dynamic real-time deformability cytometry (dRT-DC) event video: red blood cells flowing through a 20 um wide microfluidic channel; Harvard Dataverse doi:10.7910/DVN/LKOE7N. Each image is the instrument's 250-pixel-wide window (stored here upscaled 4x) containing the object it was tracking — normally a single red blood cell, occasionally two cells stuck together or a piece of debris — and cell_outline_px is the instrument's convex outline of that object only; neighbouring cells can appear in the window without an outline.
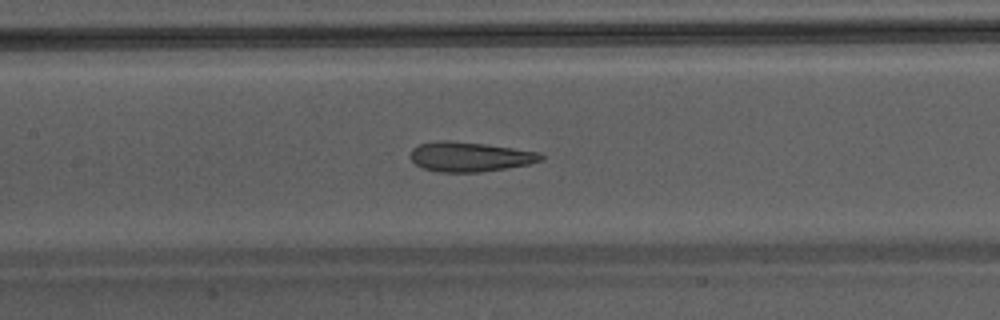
{"species": "Egyptian fruit bat (a non-hibernating species)", "species_latin": "Rousettus aegyptiacus", "temperature_condition": "warm", "stored_images_in_passage": 49, "camera_frame_rate_fps": 3000, "um_per_image_px": 0.085, "animal": {"sex": "male"}, "frame": {"image": 1, "passage_image": 25, "time_ms": 8.0, "image_size_px": [1000, 320], "cell_outline_px": [[544, 160], [528, 164], [480, 172], [436, 172], [424, 168], [416, 164], [408, 156], [412, 148], [420, 144], [436, 140], [448, 140], [484, 144], [540, 152], [544, 156]], "centroid_in_image_um": [39.9, 13.32], "position_along_channel_um": 167.5, "area_um2": 22.6}}
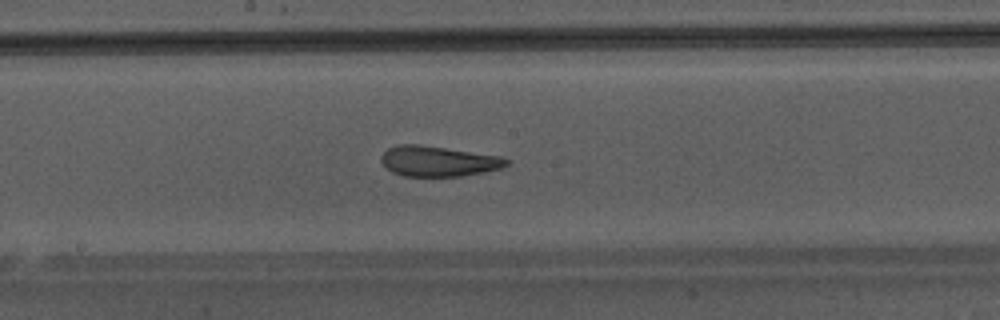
{"frame": {"image": 2, "passage_image": 28, "time_ms": 9.0, "image_size_px": [1000, 320], "cell_outline_px": [[512, 160], [508, 164], [500, 168], [464, 176], [404, 176], [392, 172], [380, 160], [380, 156], [388, 148], [396, 144], [420, 144], [500, 156]], "centroid_in_image_um": [37.24, 13.69], "position_along_channel_um": 211.0, "area_um2": 22.2}}
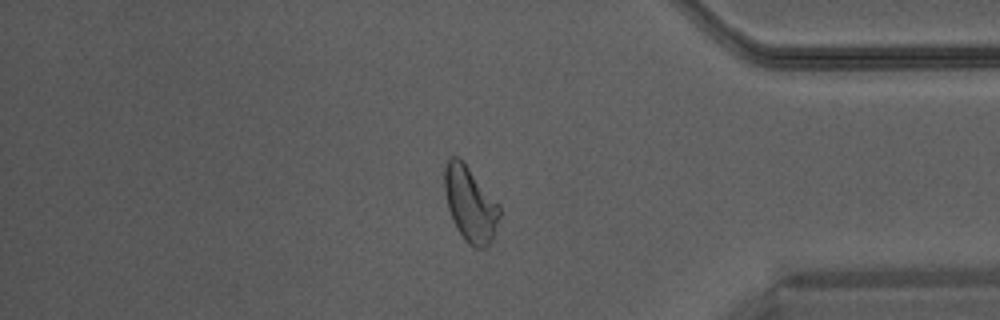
{"frame": {"image": 3, "passage_image": 42, "time_ms": 13.667, "image_size_px": [1000, 320], "cell_outline_px": [[500, 216], [492, 240], [488, 248], [476, 248], [468, 244], [464, 240], [448, 208], [444, 192], [444, 168], [448, 160], [452, 156], [456, 156], [468, 168], [500, 204]], "centroid_in_image_um": [39.98, 17.38], "position_along_channel_um": 395.2, "area_um2": 23.76}}